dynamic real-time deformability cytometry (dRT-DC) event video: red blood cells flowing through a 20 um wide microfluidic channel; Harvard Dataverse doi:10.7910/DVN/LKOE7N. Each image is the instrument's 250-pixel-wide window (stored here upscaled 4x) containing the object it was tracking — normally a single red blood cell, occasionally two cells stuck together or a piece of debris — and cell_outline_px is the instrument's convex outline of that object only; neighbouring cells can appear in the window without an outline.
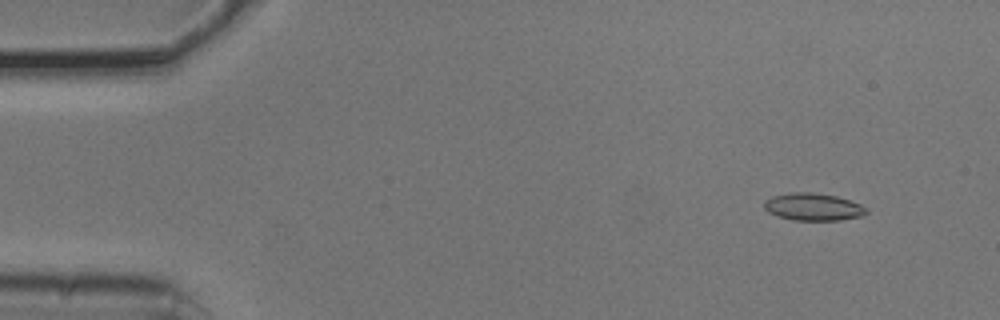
{"species": "common noctule bat (a hibernating species)", "species_latin": "Nyctalus noctula", "temperature_condition": "cold", "stored_images_in_passage": 4, "camera_frame_rate_fps": 3000, "um_per_image_px": 0.085, "animal": {"sex": "male", "body_mass_g": 20.5, "forearm_length_mm": 52.5}, "frame": {"image": 1, "passage_image": 2, "time_ms": 0.333, "image_size_px": [1000, 320], "cell_outline_px": [[868, 212], [864, 216], [840, 220], [792, 220], [776, 216], [768, 212], [764, 208], [764, 200], [772, 196], [792, 192], [812, 192], [836, 196], [860, 204], [868, 208]], "centroid_in_image_um": [69.12, 17.59], "position_along_channel_um": 15.9, "area_um2": 16.47}}